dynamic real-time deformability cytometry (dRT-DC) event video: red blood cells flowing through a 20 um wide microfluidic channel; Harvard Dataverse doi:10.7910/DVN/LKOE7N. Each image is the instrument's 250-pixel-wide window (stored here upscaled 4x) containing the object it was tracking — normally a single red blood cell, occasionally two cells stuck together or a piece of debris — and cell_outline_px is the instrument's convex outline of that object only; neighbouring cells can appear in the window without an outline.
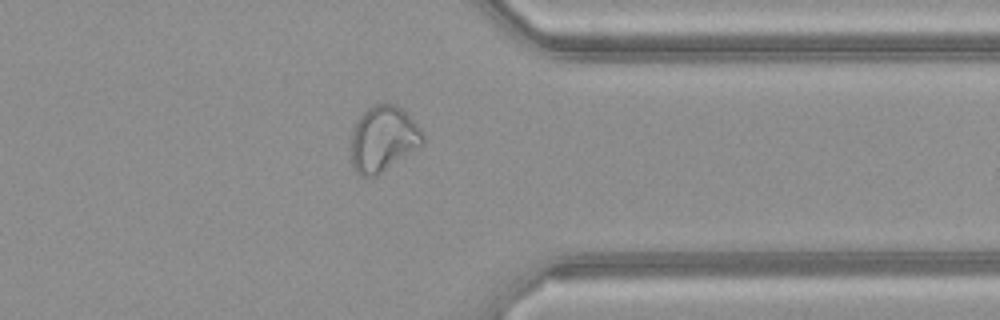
{"species": "common noctule bat (a hibernating species)", "species_latin": "Nyctalus noctula", "temperature_condition": "warm", "stored_images_in_passage": 36, "camera_frame_rate_fps": 3000, "um_per_image_px": 0.085, "animal": {"sex": "female", "body_mass_g": 21.9}, "frame": {"image": 1, "passage_image": 26, "time_ms": 8.333, "image_size_px": [1000, 320], "cell_outline_px": [[424, 144], [376, 176], [360, 176], [356, 172], [352, 164], [352, 128], [360, 116], [368, 108], [376, 104], [396, 104], [424, 132]], "centroid_in_image_um": [32.57, 11.81], "position_along_channel_um": 378.8, "area_um2": 27.17}}